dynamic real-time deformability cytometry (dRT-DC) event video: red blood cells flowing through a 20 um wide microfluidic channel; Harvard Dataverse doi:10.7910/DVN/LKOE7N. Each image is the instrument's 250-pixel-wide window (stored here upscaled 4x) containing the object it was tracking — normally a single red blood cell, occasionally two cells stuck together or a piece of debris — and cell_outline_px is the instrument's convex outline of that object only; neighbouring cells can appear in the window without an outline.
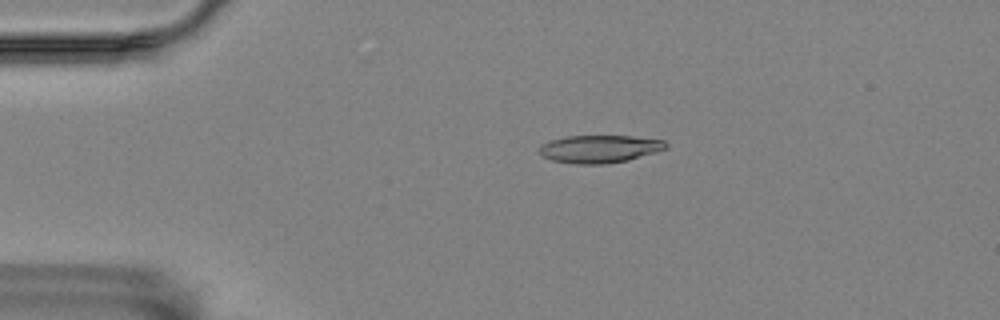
{"species": "Egyptian fruit bat (a non-hibernating species)", "species_latin": "Rousettus aegyptiacus", "temperature_condition": "room temperature", "stored_images_in_passage": 57, "camera_frame_rate_fps": 3000, "um_per_image_px": 0.085, "animal": {"sex": "female"}, "frame": {"image": 1, "passage_image": 12, "time_ms": 3.667, "image_size_px": [1000, 320], "cell_outline_px": [[668, 148], [656, 152], [628, 160], [604, 164], [576, 164], [552, 160], [544, 156], [540, 152], [540, 144], [552, 140], [568, 136], [632, 136], [664, 140], [668, 144]], "centroid_in_image_um": [51.0, 12.65], "position_along_channel_um": 34.0, "area_um2": 20.35}}
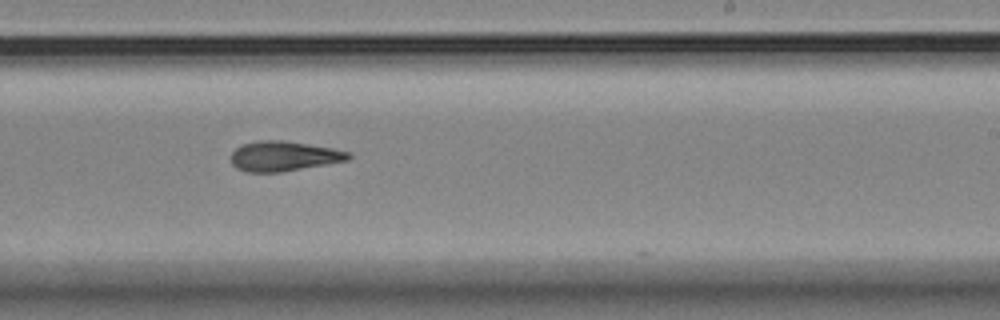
{"frame": {"image": 2, "passage_image": 35, "time_ms": 11.333, "image_size_px": [1000, 320], "cell_outline_px": [[352, 156], [348, 160], [280, 172], [248, 172], [236, 168], [232, 164], [232, 152], [236, 148], [244, 144], [260, 140], [284, 140], [332, 148], [352, 152]], "centroid_in_image_um": [24.13, 13.27], "position_along_channel_um": 264.9, "area_um2": 20.35}}
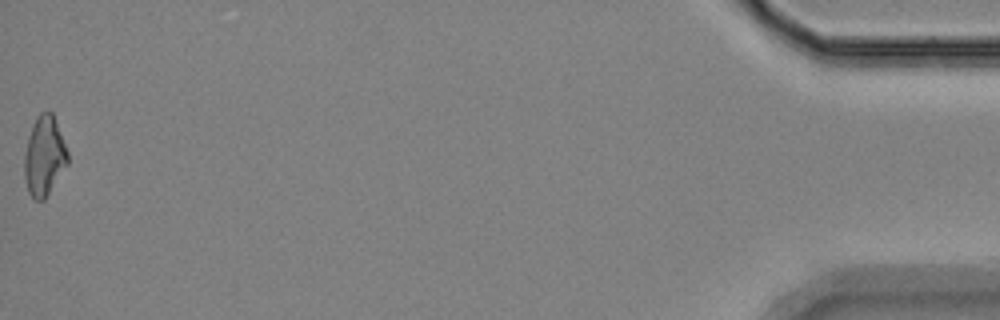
{"frame": {"image": 3, "passage_image": 57, "time_ms": 18.667, "image_size_px": [1000, 320], "cell_outline_px": [[68, 164], [44, 200], [36, 200], [28, 192], [24, 176], [24, 156], [28, 136], [32, 124], [36, 116], [44, 108], [48, 108], [52, 112], [68, 152]], "centroid_in_image_um": [3.75, 13.22], "position_along_channel_um": 431.4, "area_um2": 20.29}, "authors_computed_cell_mechanics": {"area_um2": 20.2878, "velocity_mm_per_s": 3.5405, "shape_relaxation_time_tau1_ms": 5.2468, "shape_relaxation_time_tau2_ms": 4.7814, "deformation_change_tau1": 0.164, "deformation_change_tau2": 0.1468}}